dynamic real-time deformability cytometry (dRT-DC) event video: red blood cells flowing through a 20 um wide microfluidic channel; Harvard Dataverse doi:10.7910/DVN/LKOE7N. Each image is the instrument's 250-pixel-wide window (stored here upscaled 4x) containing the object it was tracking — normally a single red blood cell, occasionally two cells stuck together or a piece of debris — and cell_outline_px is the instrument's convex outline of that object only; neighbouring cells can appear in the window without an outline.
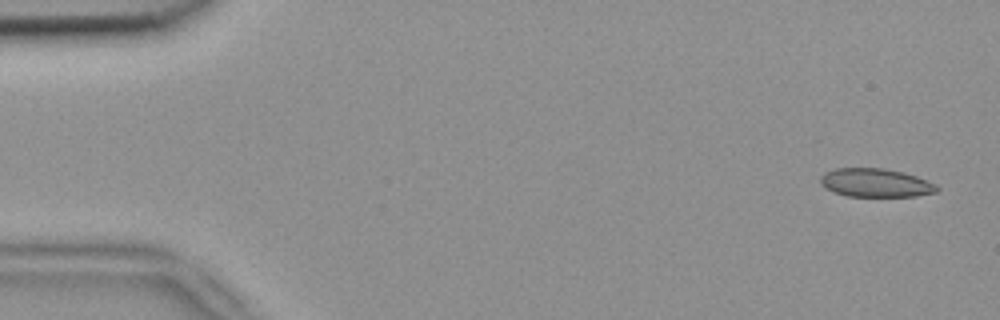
{"species": "common noctule bat (a hibernating species)", "species_latin": "Nyctalus noctula", "temperature_condition": "room temperature", "stored_images_in_passage": 7, "camera_frame_rate_fps": 3000, "um_per_image_px": 0.085, "animal": {"sex": "female", "body_mass_g": 18.4}, "frame": {"image": 1, "passage_image": 1, "time_ms": 0.0, "image_size_px": [1000, 320], "cell_outline_px": [[940, 188], [936, 192], [916, 196], [848, 196], [832, 192], [824, 188], [820, 184], [820, 176], [824, 172], [836, 168], [884, 168], [904, 172], [916, 176], [936, 184]], "centroid_in_image_um": [74.39, 15.53], "position_along_channel_um": 10.6, "area_um2": 19.54}}